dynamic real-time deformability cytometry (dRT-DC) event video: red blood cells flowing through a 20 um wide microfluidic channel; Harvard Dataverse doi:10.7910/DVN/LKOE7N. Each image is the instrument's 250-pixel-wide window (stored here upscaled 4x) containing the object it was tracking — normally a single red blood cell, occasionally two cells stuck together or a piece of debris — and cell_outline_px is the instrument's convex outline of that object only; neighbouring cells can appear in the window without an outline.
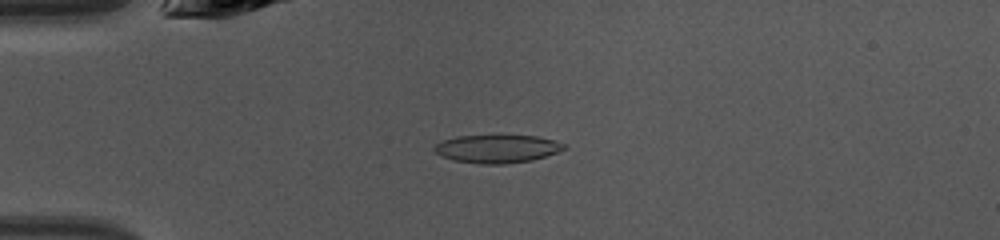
{"species": "common noctule bat (a hibernating species)", "species_latin": "Nyctalus noctula", "temperature_condition": "warm", "stored_images_in_passage": 46, "camera_frame_rate_fps": 3000, "um_per_image_px": 0.085, "animal": {"sex": "female", "body_mass_g": 10.0, "forearm_length_mm": 53.1}, "frame": {"image": 1, "passage_image": 12, "time_ms": 3.667, "image_size_px": [1000, 240], "cell_outline_px": [[568, 148], [532, 160], [504, 164], [480, 164], [452, 160], [440, 156], [432, 148], [436, 144], [444, 140], [456, 136], [536, 136], [552, 140], [564, 144]], "centroid_in_image_um": [42.21, 12.66], "position_along_channel_um": 42.8, "area_um2": 21.04}}
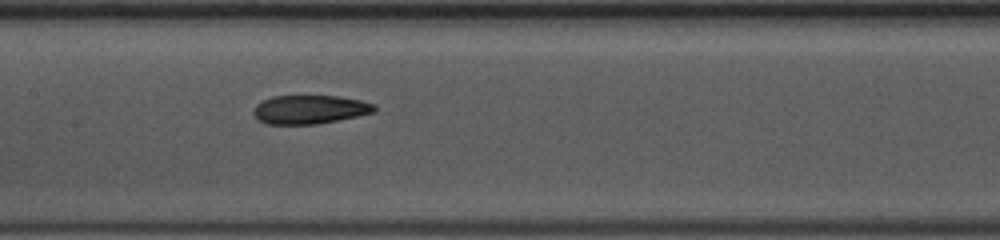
{"frame": {"image": 2, "passage_image": 23, "time_ms": 7.333, "image_size_px": [1000, 240], "cell_outline_px": [[376, 112], [316, 124], [268, 124], [256, 120], [252, 112], [256, 104], [272, 96], [340, 96], [360, 100], [376, 104]], "centroid_in_image_um": [26.31, 9.3], "position_along_channel_um": 181.1, "area_um2": 20.29}}
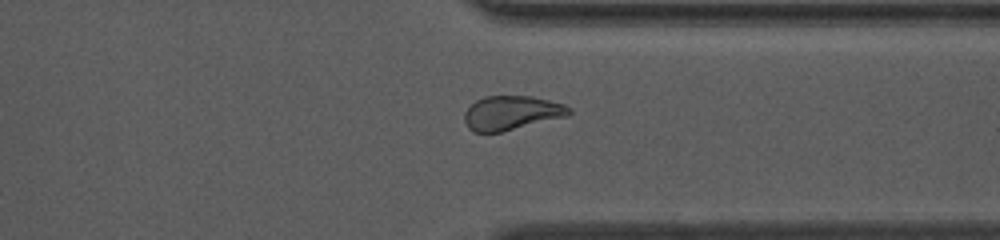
{"frame": {"image": 3, "passage_image": 36, "time_ms": 11.667, "image_size_px": [1000, 240], "cell_outline_px": [[572, 112], [568, 116], [500, 132], [472, 132], [468, 128], [464, 120], [464, 112], [476, 100], [484, 96], [532, 96], [564, 104], [572, 108]], "centroid_in_image_um": [43.48, 9.59], "position_along_channel_um": 367.9, "area_um2": 20.87}, "authors_computed_cell_mechanics": {"area_um2": 21.1837, "velocity_mm_per_s": 4.3217, "shape_relaxation_time_tau1_ms": 8.5719, "shape_relaxation_time_tau2_ms": 2.6665, "deformation_change_tau1": 0.2378, "deformation_change_tau2": 0.094}}